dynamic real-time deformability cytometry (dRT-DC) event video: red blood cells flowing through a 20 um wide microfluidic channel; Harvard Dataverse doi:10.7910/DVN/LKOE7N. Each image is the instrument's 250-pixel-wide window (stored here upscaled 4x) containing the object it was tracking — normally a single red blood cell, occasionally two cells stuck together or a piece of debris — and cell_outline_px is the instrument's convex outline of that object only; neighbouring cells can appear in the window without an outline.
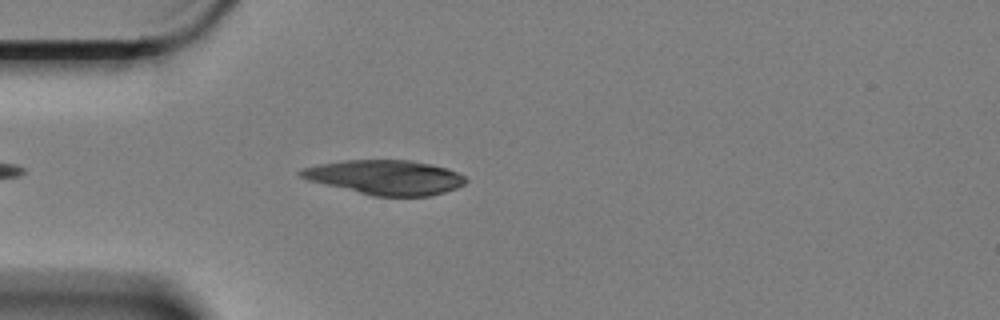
{"species": "Egyptian fruit bat (a non-hibernating species)", "species_latin": "Rousettus aegyptiacus", "temperature_condition": "cold", "stored_images_in_passage": 45, "camera_frame_rate_fps": 3000, "um_per_image_px": 0.085, "animal": {"sex": "female"}, "frame": {"image": 1, "passage_image": 5, "time_ms": 1.333, "image_size_px": [1000, 320], "cell_outline_px": [[468, 180], [464, 184], [456, 188], [444, 192], [428, 196], [372, 196], [308, 180], [300, 176], [296, 172], [300, 168], [320, 164], [344, 160], [412, 160], [432, 164], [448, 168], [464, 176]], "centroid_in_image_um": [32.74, 15.06], "position_along_channel_um": 52.3, "area_um2": 33.23}}
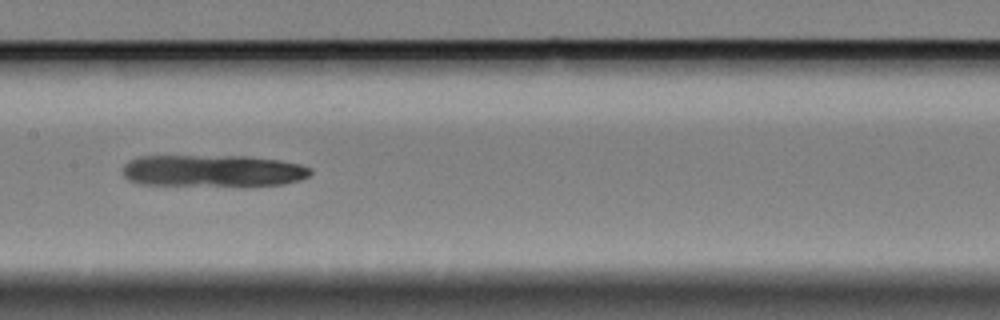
{"frame": {"image": 2, "passage_image": 18, "time_ms": 5.667, "image_size_px": [1000, 320], "cell_outline_px": [[312, 172], [308, 176], [300, 180], [280, 184], [244, 188], [240, 188], [140, 184], [128, 180], [124, 176], [124, 164], [128, 160], [140, 156], [248, 156], [280, 160], [300, 164], [312, 168]], "centroid_in_image_um": [18.12, 14.56], "position_along_channel_um": 189.3, "area_um2": 36.3}}
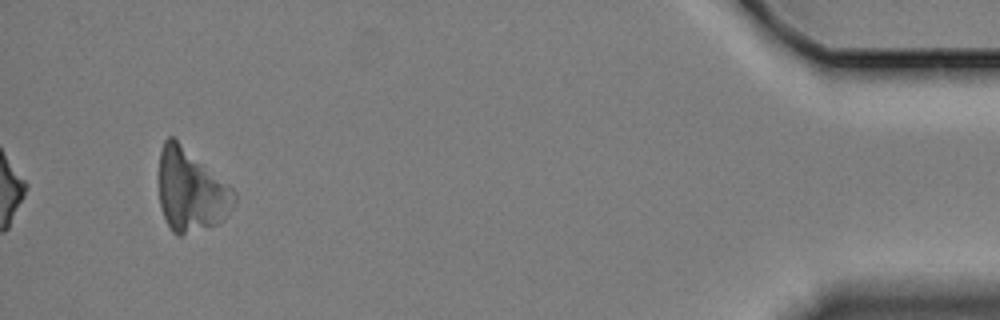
{"frame": {"image": 3, "passage_image": 45, "time_ms": 14.667, "image_size_px": [1000, 320], "cell_outline_px": [[236, 200], [228, 212], [216, 224], [180, 236], [176, 236], [172, 232], [164, 216], [160, 204], [160, 152], [164, 140], [168, 136], [172, 136], [228, 184], [236, 192]], "centroid_in_image_um": [16.21, 16.2], "position_along_channel_um": 419.0, "area_um2": 35.49}}